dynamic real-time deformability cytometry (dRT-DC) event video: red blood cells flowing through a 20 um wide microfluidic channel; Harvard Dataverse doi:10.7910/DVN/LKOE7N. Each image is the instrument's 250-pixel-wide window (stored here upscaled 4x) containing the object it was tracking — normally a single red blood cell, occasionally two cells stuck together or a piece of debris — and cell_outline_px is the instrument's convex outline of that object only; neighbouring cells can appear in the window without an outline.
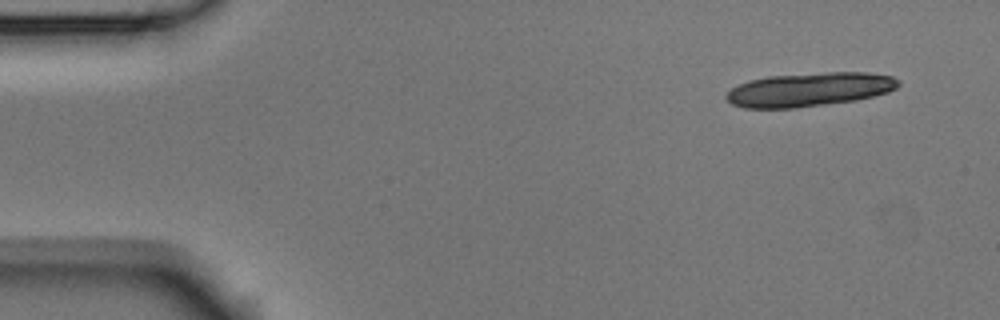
{"species": "Egyptian fruit bat (a non-hibernating species)", "species_latin": "Rousettus aegyptiacus", "temperature_condition": "room temperature", "stored_images_in_passage": 5, "camera_frame_rate_fps": 3000, "um_per_image_px": 0.085, "animal": {"sex": "male"}, "frame": {"image": 1, "passage_image": 1, "time_ms": 0.0, "image_size_px": [1000, 320], "cell_outline_px": [[900, 84], [896, 88], [888, 92], [856, 100], [792, 108], [744, 108], [732, 104], [724, 96], [732, 88], [748, 80], [768, 76], [828, 72], [868, 72], [892, 76], [900, 80]], "centroid_in_image_um": [68.8, 7.6], "position_along_channel_um": 16.2, "area_um2": 33.87}}